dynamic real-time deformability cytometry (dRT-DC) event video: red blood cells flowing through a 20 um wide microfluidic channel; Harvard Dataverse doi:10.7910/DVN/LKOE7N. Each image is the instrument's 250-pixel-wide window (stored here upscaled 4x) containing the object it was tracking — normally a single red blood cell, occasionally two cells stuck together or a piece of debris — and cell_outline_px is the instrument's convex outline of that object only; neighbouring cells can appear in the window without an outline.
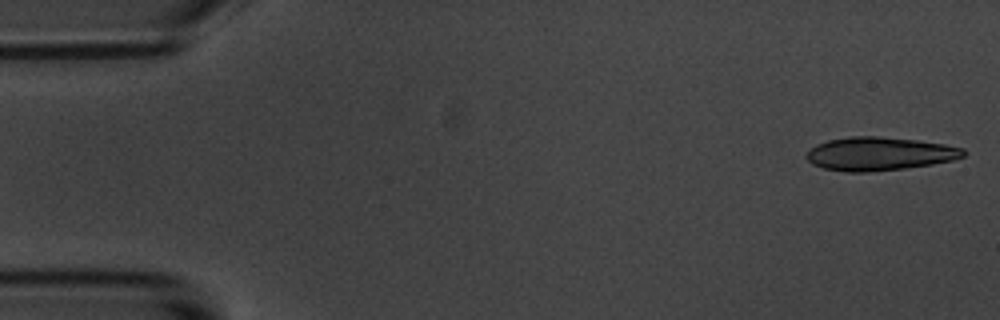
{"species": "common noctule bat (a hibernating species)", "species_latin": "Nyctalus noctula", "temperature_condition": "room temperature", "stored_images_in_passage": 6, "camera_frame_rate_fps": 3000, "um_per_image_px": 0.085, "animal": {"sex": "male", "body_mass_g": 20.1, "forearm_length_mm": 53.5}, "frame": {"image": 1, "passage_image": 1, "time_ms": 0.0, "image_size_px": [1000, 320], "cell_outline_px": [[964, 156], [952, 160], [932, 164], [904, 168], [864, 172], [848, 172], [824, 168], [812, 164], [808, 160], [808, 152], [816, 144], [828, 140], [848, 136], [876, 136], [916, 140], [944, 144], [964, 148]], "centroid_in_image_um": [74.75, 13.06], "position_along_channel_um": 10.3, "area_um2": 30.23}}